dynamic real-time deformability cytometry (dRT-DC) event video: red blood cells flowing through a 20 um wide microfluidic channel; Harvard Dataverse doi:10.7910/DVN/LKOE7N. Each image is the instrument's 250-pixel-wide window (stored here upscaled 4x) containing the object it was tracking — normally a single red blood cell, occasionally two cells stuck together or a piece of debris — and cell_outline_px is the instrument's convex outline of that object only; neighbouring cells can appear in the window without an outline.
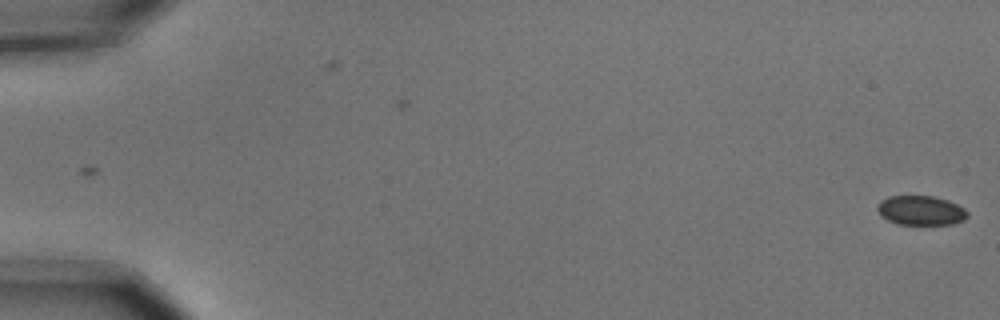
{"species": "common noctule bat (a hibernating species)", "species_latin": "Nyctalus noctula", "temperature_condition": "cold", "stored_images_in_passage": 2, "camera_frame_rate_fps": 3000, "um_per_image_px": 0.085, "animal": {"sex": "male", "body_mass_g": 15.6}, "frame": {"image": 1, "passage_image": 2, "time_ms": 0.333, "image_size_px": [1000, 320], "cell_outline_px": [[968, 216], [964, 220], [952, 224], [896, 224], [880, 216], [876, 208], [876, 204], [880, 200], [888, 196], [932, 196], [948, 200], [964, 208], [968, 212]], "centroid_in_image_um": [78.23, 17.88], "position_along_channel_um": 6.8, "area_um2": 15.61}}